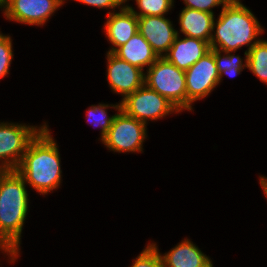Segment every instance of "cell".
<instances>
[{"label": "cell", "instance_id": "24", "mask_svg": "<svg viewBox=\"0 0 267 267\" xmlns=\"http://www.w3.org/2000/svg\"><path fill=\"white\" fill-rule=\"evenodd\" d=\"M86 5L94 6L100 9H115L117 7H122L125 4V0H75Z\"/></svg>", "mask_w": 267, "mask_h": 267}, {"label": "cell", "instance_id": "18", "mask_svg": "<svg viewBox=\"0 0 267 267\" xmlns=\"http://www.w3.org/2000/svg\"><path fill=\"white\" fill-rule=\"evenodd\" d=\"M210 51L214 54V59L217 66V71L219 73V83L222 80L224 74L233 77L238 74L247 67V52L245 51V61L243 64L242 58L240 56H235L229 52H223L225 55L221 56V51L217 49L210 48Z\"/></svg>", "mask_w": 267, "mask_h": 267}, {"label": "cell", "instance_id": "2", "mask_svg": "<svg viewBox=\"0 0 267 267\" xmlns=\"http://www.w3.org/2000/svg\"><path fill=\"white\" fill-rule=\"evenodd\" d=\"M28 204L24 178L16 170H9L0 181V244L15 260Z\"/></svg>", "mask_w": 267, "mask_h": 267}, {"label": "cell", "instance_id": "23", "mask_svg": "<svg viewBox=\"0 0 267 267\" xmlns=\"http://www.w3.org/2000/svg\"><path fill=\"white\" fill-rule=\"evenodd\" d=\"M185 8L196 9L208 13H213L212 8L222 5L224 7L230 0H183Z\"/></svg>", "mask_w": 267, "mask_h": 267}, {"label": "cell", "instance_id": "15", "mask_svg": "<svg viewBox=\"0 0 267 267\" xmlns=\"http://www.w3.org/2000/svg\"><path fill=\"white\" fill-rule=\"evenodd\" d=\"M214 20V13L184 7L179 15L180 31L187 37L210 43Z\"/></svg>", "mask_w": 267, "mask_h": 267}, {"label": "cell", "instance_id": "22", "mask_svg": "<svg viewBox=\"0 0 267 267\" xmlns=\"http://www.w3.org/2000/svg\"><path fill=\"white\" fill-rule=\"evenodd\" d=\"M12 39L0 32V79L9 74V67L13 59Z\"/></svg>", "mask_w": 267, "mask_h": 267}, {"label": "cell", "instance_id": "11", "mask_svg": "<svg viewBox=\"0 0 267 267\" xmlns=\"http://www.w3.org/2000/svg\"><path fill=\"white\" fill-rule=\"evenodd\" d=\"M138 32L147 40L158 57H163L168 52L177 36V30L164 16L138 17Z\"/></svg>", "mask_w": 267, "mask_h": 267}, {"label": "cell", "instance_id": "7", "mask_svg": "<svg viewBox=\"0 0 267 267\" xmlns=\"http://www.w3.org/2000/svg\"><path fill=\"white\" fill-rule=\"evenodd\" d=\"M121 110L127 115L147 124L171 113L180 112L164 96L143 84L139 89L120 101Z\"/></svg>", "mask_w": 267, "mask_h": 267}, {"label": "cell", "instance_id": "4", "mask_svg": "<svg viewBox=\"0 0 267 267\" xmlns=\"http://www.w3.org/2000/svg\"><path fill=\"white\" fill-rule=\"evenodd\" d=\"M144 84L164 96L180 112L187 110L185 71L159 57L147 70Z\"/></svg>", "mask_w": 267, "mask_h": 267}, {"label": "cell", "instance_id": "19", "mask_svg": "<svg viewBox=\"0 0 267 267\" xmlns=\"http://www.w3.org/2000/svg\"><path fill=\"white\" fill-rule=\"evenodd\" d=\"M109 107L114 108L116 110H120L121 103L115 104V105L99 103L98 105H91V107L87 111V117H86L88 119L87 121L96 127L98 126L101 127V141L104 140L115 117V115L110 116V117L107 115V109Z\"/></svg>", "mask_w": 267, "mask_h": 267}, {"label": "cell", "instance_id": "9", "mask_svg": "<svg viewBox=\"0 0 267 267\" xmlns=\"http://www.w3.org/2000/svg\"><path fill=\"white\" fill-rule=\"evenodd\" d=\"M65 0H5V17L22 24L43 26Z\"/></svg>", "mask_w": 267, "mask_h": 267}, {"label": "cell", "instance_id": "17", "mask_svg": "<svg viewBox=\"0 0 267 267\" xmlns=\"http://www.w3.org/2000/svg\"><path fill=\"white\" fill-rule=\"evenodd\" d=\"M247 52V68L267 84V41L260 40Z\"/></svg>", "mask_w": 267, "mask_h": 267}, {"label": "cell", "instance_id": "14", "mask_svg": "<svg viewBox=\"0 0 267 267\" xmlns=\"http://www.w3.org/2000/svg\"><path fill=\"white\" fill-rule=\"evenodd\" d=\"M160 256L163 267H213L211 259L187 238Z\"/></svg>", "mask_w": 267, "mask_h": 267}, {"label": "cell", "instance_id": "3", "mask_svg": "<svg viewBox=\"0 0 267 267\" xmlns=\"http://www.w3.org/2000/svg\"><path fill=\"white\" fill-rule=\"evenodd\" d=\"M263 32L264 29L250 9L240 0H230L222 7L216 22L214 20L209 45L221 52H235L244 45L249 46L250 50L261 40L257 36Z\"/></svg>", "mask_w": 267, "mask_h": 267}, {"label": "cell", "instance_id": "6", "mask_svg": "<svg viewBox=\"0 0 267 267\" xmlns=\"http://www.w3.org/2000/svg\"><path fill=\"white\" fill-rule=\"evenodd\" d=\"M45 126L0 122V166L16 170L30 142Z\"/></svg>", "mask_w": 267, "mask_h": 267}, {"label": "cell", "instance_id": "28", "mask_svg": "<svg viewBox=\"0 0 267 267\" xmlns=\"http://www.w3.org/2000/svg\"><path fill=\"white\" fill-rule=\"evenodd\" d=\"M0 8H3V13H5V0H0Z\"/></svg>", "mask_w": 267, "mask_h": 267}, {"label": "cell", "instance_id": "25", "mask_svg": "<svg viewBox=\"0 0 267 267\" xmlns=\"http://www.w3.org/2000/svg\"><path fill=\"white\" fill-rule=\"evenodd\" d=\"M259 178H260V185H261V187H262V189H263V191H264V194H265V196H266V198H267V178L266 177H264V176H259Z\"/></svg>", "mask_w": 267, "mask_h": 267}, {"label": "cell", "instance_id": "1", "mask_svg": "<svg viewBox=\"0 0 267 267\" xmlns=\"http://www.w3.org/2000/svg\"><path fill=\"white\" fill-rule=\"evenodd\" d=\"M60 161L57 143L46 125L30 142L16 171L25 183L45 195L60 186Z\"/></svg>", "mask_w": 267, "mask_h": 267}, {"label": "cell", "instance_id": "8", "mask_svg": "<svg viewBox=\"0 0 267 267\" xmlns=\"http://www.w3.org/2000/svg\"><path fill=\"white\" fill-rule=\"evenodd\" d=\"M187 89V110L192 111L196 100L205 98L219 83L214 54L209 51L185 71Z\"/></svg>", "mask_w": 267, "mask_h": 267}, {"label": "cell", "instance_id": "27", "mask_svg": "<svg viewBox=\"0 0 267 267\" xmlns=\"http://www.w3.org/2000/svg\"><path fill=\"white\" fill-rule=\"evenodd\" d=\"M0 250H2L4 253L6 252V254L10 257V262L14 263L15 259L5 250V248L0 244Z\"/></svg>", "mask_w": 267, "mask_h": 267}, {"label": "cell", "instance_id": "26", "mask_svg": "<svg viewBox=\"0 0 267 267\" xmlns=\"http://www.w3.org/2000/svg\"><path fill=\"white\" fill-rule=\"evenodd\" d=\"M9 170L3 166H0V181Z\"/></svg>", "mask_w": 267, "mask_h": 267}, {"label": "cell", "instance_id": "20", "mask_svg": "<svg viewBox=\"0 0 267 267\" xmlns=\"http://www.w3.org/2000/svg\"><path fill=\"white\" fill-rule=\"evenodd\" d=\"M126 0L125 2H127ZM140 12L127 5L137 17L164 16L173 6L174 0H135Z\"/></svg>", "mask_w": 267, "mask_h": 267}, {"label": "cell", "instance_id": "21", "mask_svg": "<svg viewBox=\"0 0 267 267\" xmlns=\"http://www.w3.org/2000/svg\"><path fill=\"white\" fill-rule=\"evenodd\" d=\"M131 267H163L156 243L147 245L137 258L134 259V263Z\"/></svg>", "mask_w": 267, "mask_h": 267}, {"label": "cell", "instance_id": "10", "mask_svg": "<svg viewBox=\"0 0 267 267\" xmlns=\"http://www.w3.org/2000/svg\"><path fill=\"white\" fill-rule=\"evenodd\" d=\"M107 65L108 84L114 93L121 94L122 100L144 84L146 73L113 52H107Z\"/></svg>", "mask_w": 267, "mask_h": 267}, {"label": "cell", "instance_id": "12", "mask_svg": "<svg viewBox=\"0 0 267 267\" xmlns=\"http://www.w3.org/2000/svg\"><path fill=\"white\" fill-rule=\"evenodd\" d=\"M119 12H109L104 25L106 36L113 45L108 52H114L138 33V17L127 5H122Z\"/></svg>", "mask_w": 267, "mask_h": 267}, {"label": "cell", "instance_id": "16", "mask_svg": "<svg viewBox=\"0 0 267 267\" xmlns=\"http://www.w3.org/2000/svg\"><path fill=\"white\" fill-rule=\"evenodd\" d=\"M113 53L143 71L145 66L149 68L159 58L151 45L139 32Z\"/></svg>", "mask_w": 267, "mask_h": 267}, {"label": "cell", "instance_id": "5", "mask_svg": "<svg viewBox=\"0 0 267 267\" xmlns=\"http://www.w3.org/2000/svg\"><path fill=\"white\" fill-rule=\"evenodd\" d=\"M146 124L118 110L102 143L114 152H143Z\"/></svg>", "mask_w": 267, "mask_h": 267}, {"label": "cell", "instance_id": "13", "mask_svg": "<svg viewBox=\"0 0 267 267\" xmlns=\"http://www.w3.org/2000/svg\"><path fill=\"white\" fill-rule=\"evenodd\" d=\"M209 51L210 45L207 41L187 36L181 39L177 31L174 43L163 57L186 71Z\"/></svg>", "mask_w": 267, "mask_h": 267}]
</instances>
